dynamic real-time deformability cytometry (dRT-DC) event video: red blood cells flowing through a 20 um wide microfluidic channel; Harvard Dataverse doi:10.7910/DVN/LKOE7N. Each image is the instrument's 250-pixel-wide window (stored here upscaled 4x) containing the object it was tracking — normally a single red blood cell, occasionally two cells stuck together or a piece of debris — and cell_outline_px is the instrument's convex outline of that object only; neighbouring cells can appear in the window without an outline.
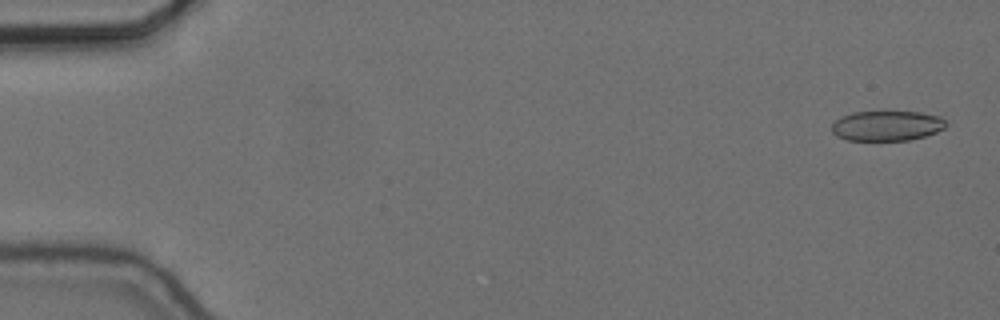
{"species": "common noctule bat (a hibernating species)", "species_latin": "Nyctalus noctula", "temperature_condition": "cold", "stored_images_in_passage": 56, "camera_frame_rate_fps": 3000, "um_per_image_px": 0.085, "animal": {"sex": "female", "body_mass_g": 24.6, "forearm_length_mm": 56.2}, "frame": {"image": 1, "passage_image": 2, "time_ms": 0.333, "image_size_px": [1000, 320], "cell_outline_px": [[948, 124], [944, 128], [936, 132], [924, 136], [908, 140], [848, 140], [836, 136], [832, 132], [832, 124], [840, 116], [852, 112], [920, 112], [940, 116]], "centroid_in_image_um": [75.37, 10.69], "position_along_channel_um": 9.6, "area_um2": 20.0}}
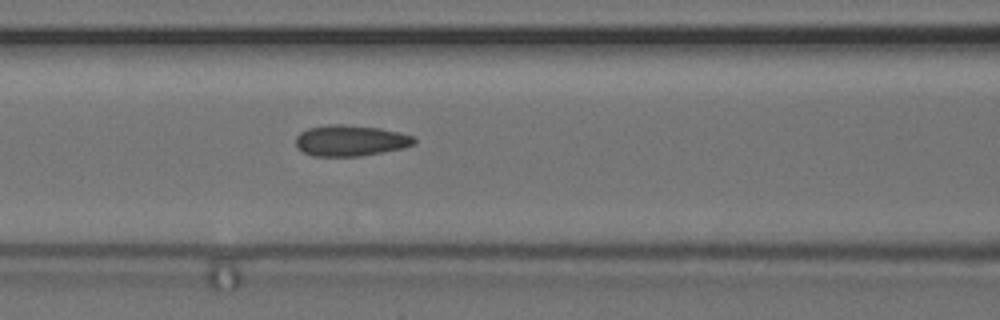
{"frame": {"image": 2, "passage_image": 24, "time_ms": 7.667, "image_size_px": [1000, 320], "cell_outline_px": [[416, 144], [404, 148], [360, 156], [312, 156], [296, 148], [296, 136], [300, 132], [308, 128], [328, 124], [344, 124], [380, 128], [412, 136], [416, 140]], "centroid_in_image_um": [29.76, 11.95], "position_along_channel_um": 136.8, "area_um2": 21.44}}
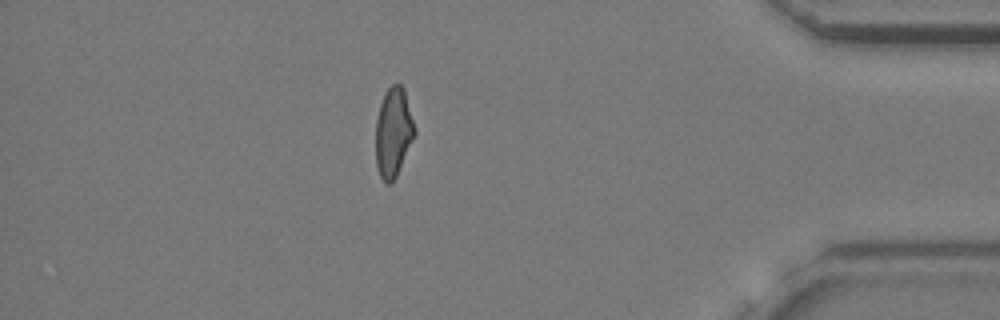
{"frame": {"image": 3, "passage_image": 49, "time_ms": 16.0, "image_size_px": [1000, 320], "cell_outline_px": [[416, 136], [396, 176], [388, 184], [380, 176], [376, 168], [376, 120], [380, 104], [388, 88], [392, 84], [400, 84], [404, 88], [416, 132]], "centroid_in_image_um": [33.44, 11.25], "position_along_channel_um": 401.8, "area_um2": 20.17}, "authors_computed_cell_mechanics": {"area_um2": 21.0681, "velocity_mm_per_s": 3.6664, "shape_relaxation_time_tau1_ms": null, "shape_relaxation_time_tau2_ms": 1.8173, "deformation_change_tau1": null, "deformation_change_tau2": 0.0977}}